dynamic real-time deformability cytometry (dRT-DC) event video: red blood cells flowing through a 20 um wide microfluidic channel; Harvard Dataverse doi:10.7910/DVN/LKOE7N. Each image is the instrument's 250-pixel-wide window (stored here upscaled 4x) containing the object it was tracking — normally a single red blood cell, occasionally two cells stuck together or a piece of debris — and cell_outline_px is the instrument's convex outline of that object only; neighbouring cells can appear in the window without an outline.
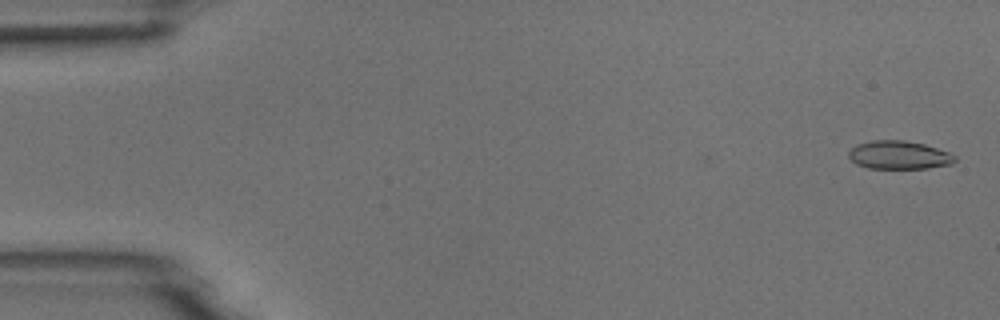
{"species": "common noctule bat (a hibernating species)", "species_latin": "Nyctalus noctula", "temperature_condition": "room temperature", "stored_images_in_passage": 5, "camera_frame_rate_fps": 3000, "um_per_image_px": 0.085, "animal": {"sex": "male", "body_mass_g": 18.8}, "frame": {"image": 1, "passage_image": 1, "time_ms": 0.0, "image_size_px": [1000, 320], "cell_outline_px": [[956, 160], [952, 164], [928, 168], [868, 168], [856, 164], [848, 156], [848, 152], [856, 144], [872, 140], [904, 140], [924, 144], [948, 152], [956, 156]], "centroid_in_image_um": [76.4, 13.17], "position_along_channel_um": 8.6, "area_um2": 17.51}}
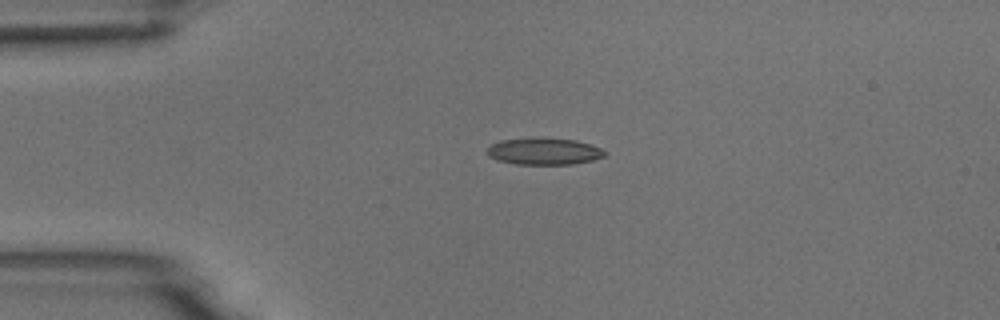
{"frame": {"image": 2, "passage_image": 4, "time_ms": 1.0, "image_size_px": [1000, 320], "cell_outline_px": [[608, 152], [604, 156], [592, 160], [572, 164], [516, 164], [496, 160], [488, 156], [488, 148], [492, 144], [500, 140], [576, 140], [600, 148]], "centroid_in_image_um": [46.25, 12.91], "position_along_channel_um": 38.8, "area_um2": 17.51}}